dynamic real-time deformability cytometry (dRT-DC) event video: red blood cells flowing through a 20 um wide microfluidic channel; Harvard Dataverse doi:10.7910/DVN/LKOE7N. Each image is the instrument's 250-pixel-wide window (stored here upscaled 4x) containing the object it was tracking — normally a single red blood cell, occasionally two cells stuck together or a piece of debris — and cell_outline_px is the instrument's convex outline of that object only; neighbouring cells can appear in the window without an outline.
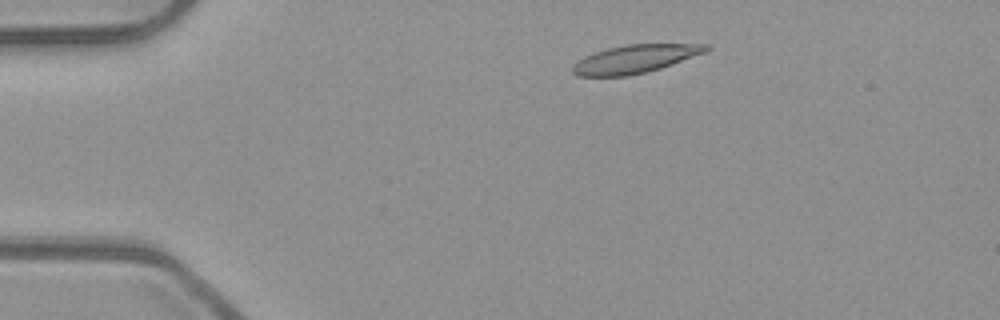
{"species": "common noctule bat (a hibernating species)", "species_latin": "Nyctalus noctula", "temperature_condition": "room temperature", "stored_images_in_passage": 49, "camera_frame_rate_fps": 3000, "um_per_image_px": 0.085, "animal": {"sex": "male", "body_mass_g": 23.1, "forearm_length_mm": 52.7}, "frame": {"image": 1, "passage_image": 6, "time_ms": 1.667, "image_size_px": [1000, 320], "cell_outline_px": [[712, 48], [704, 52], [672, 64], [648, 72], [628, 76], [576, 76], [572, 72], [572, 64], [584, 56], [608, 48], [624, 44], [708, 44]], "centroid_in_image_um": [53.94, 5.01], "position_along_channel_um": 31.1, "area_um2": 21.91}}
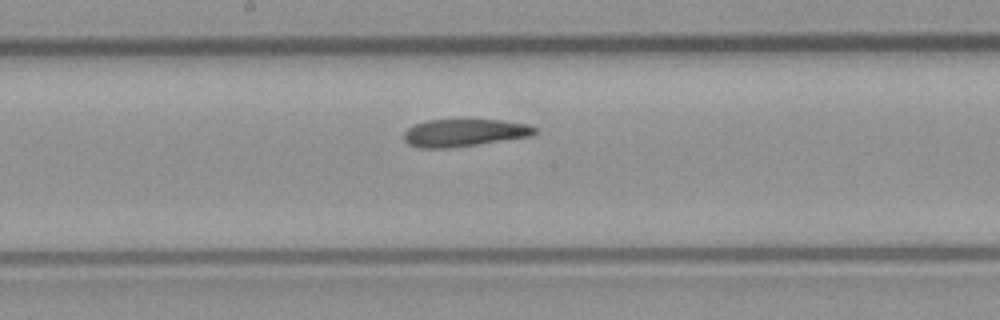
{"frame": {"image": 2, "passage_image": 24, "time_ms": 7.667, "image_size_px": [1000, 320], "cell_outline_px": [[536, 132], [532, 136], [448, 148], [420, 148], [408, 144], [404, 140], [404, 132], [408, 128], [416, 124], [428, 120], [468, 116], [500, 120], [528, 124], [536, 128]], "centroid_in_image_um": [39.45, 11.23], "position_along_channel_um": 208.7, "area_um2": 21.79}}
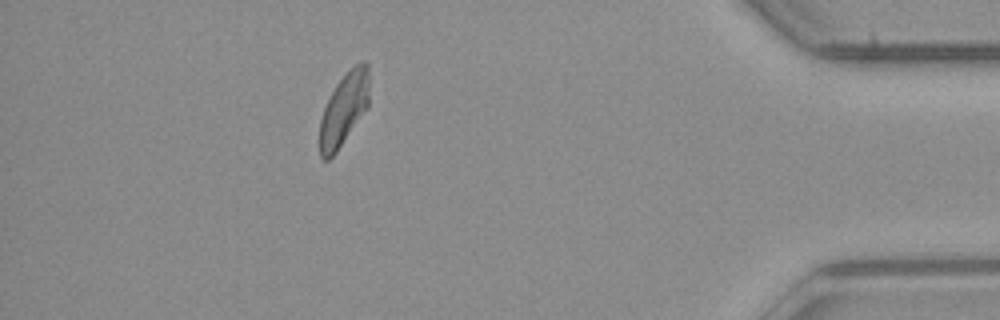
{"frame": {"image": 3, "passage_image": 43, "time_ms": 14.0, "image_size_px": [1000, 320], "cell_outline_px": [[368, 108], [336, 152], [328, 160], [324, 160], [320, 156], [320, 120], [324, 108], [336, 84], [360, 60], [364, 60], [368, 64]], "centroid_in_image_um": [29.24, 9.29], "position_along_channel_um": 406.0, "area_um2": 20.63}, "authors_computed_cell_mechanics": {"area_um2": 21.7906, "velocity_mm_per_s": 3.9088, "shape_relaxation_time_tau1_ms": null, "shape_relaxation_time_tau2_ms": 7.2115, "deformation_change_tau1": null, "deformation_change_tau2": 0.1762}}